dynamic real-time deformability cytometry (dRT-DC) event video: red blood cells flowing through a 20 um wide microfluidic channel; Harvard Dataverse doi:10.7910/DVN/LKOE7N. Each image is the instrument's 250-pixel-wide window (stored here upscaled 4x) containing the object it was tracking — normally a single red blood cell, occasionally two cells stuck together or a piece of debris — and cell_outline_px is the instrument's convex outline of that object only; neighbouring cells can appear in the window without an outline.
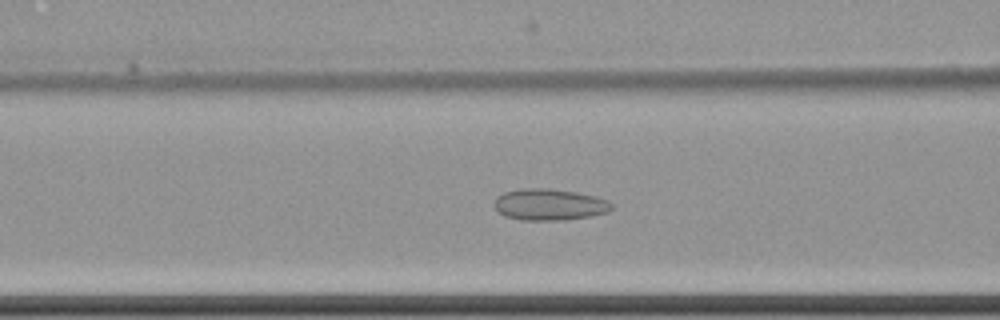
{"species": "common noctule bat (a hibernating species)", "species_latin": "Nyctalus noctula", "temperature_condition": "cold", "stored_images_in_passage": 56, "camera_frame_rate_fps": 3000, "um_per_image_px": 0.085, "animal": {"sex": "female", "body_mass_g": 22.7, "forearm_length_mm": 54.2}, "frame": {"image": 1, "passage_image": 21, "time_ms": 6.667, "image_size_px": [1000, 320], "cell_outline_px": [[612, 208], [608, 212], [592, 216], [564, 220], [520, 220], [504, 216], [496, 212], [492, 204], [496, 196], [504, 192], [520, 188], [548, 188], [576, 192], [596, 196], [608, 200], [612, 204]], "centroid_in_image_um": [46.65, 17.39], "position_along_channel_um": 120.0, "area_um2": 21.96}}
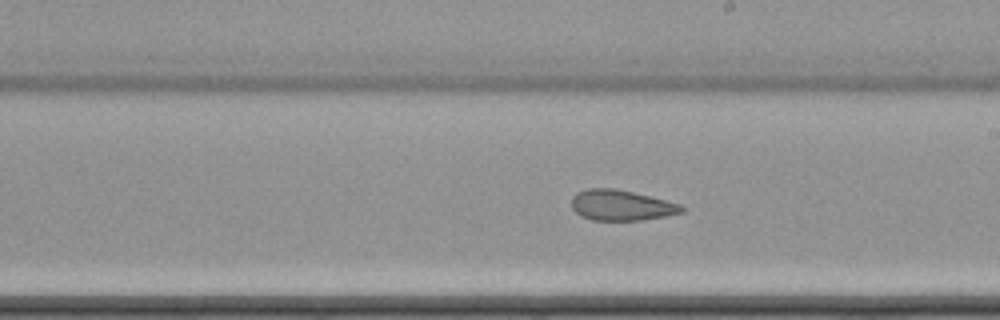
{"frame": {"image": 2, "passage_image": 31, "time_ms": 10.0, "image_size_px": [1000, 320], "cell_outline_px": [[684, 212], [664, 216], [640, 220], [592, 220], [580, 216], [572, 208], [572, 196], [576, 192], [588, 188], [616, 188], [680, 204], [684, 208]], "centroid_in_image_um": [52.76, 17.44], "position_along_channel_um": 236.2, "area_um2": 19.48}}
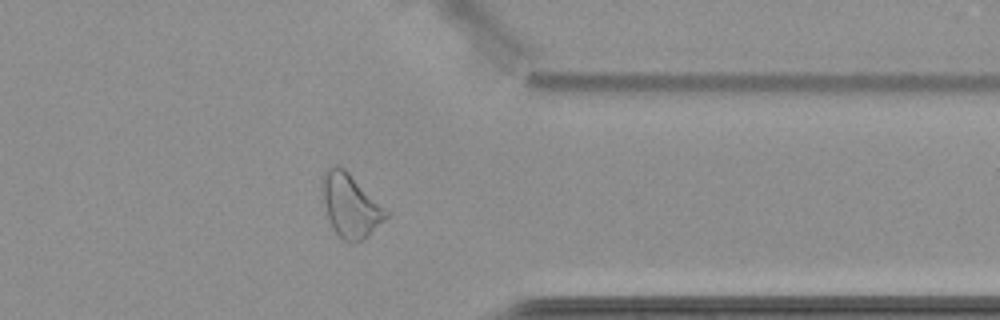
{"frame": {"image": 3, "passage_image": 44, "time_ms": 14.333, "image_size_px": [1000, 320], "cell_outline_px": [[388, 216], [364, 240], [352, 244], [348, 244], [336, 232], [328, 216], [320, 188], [320, 176], [328, 168], [336, 164], [344, 168], [388, 212]], "centroid_in_image_um": [29.74, 17.47], "position_along_channel_um": 381.7, "area_um2": 23.29}, "authors_computed_cell_mechanics": {"area_um2": 23.5824, "velocity_mm_per_s": 3.4951, "shape_relaxation_time_tau1_ms": null, "shape_relaxation_time_tau2_ms": 1.9361, "deformation_change_tau1": null, "deformation_change_tau2": 0.0852}}